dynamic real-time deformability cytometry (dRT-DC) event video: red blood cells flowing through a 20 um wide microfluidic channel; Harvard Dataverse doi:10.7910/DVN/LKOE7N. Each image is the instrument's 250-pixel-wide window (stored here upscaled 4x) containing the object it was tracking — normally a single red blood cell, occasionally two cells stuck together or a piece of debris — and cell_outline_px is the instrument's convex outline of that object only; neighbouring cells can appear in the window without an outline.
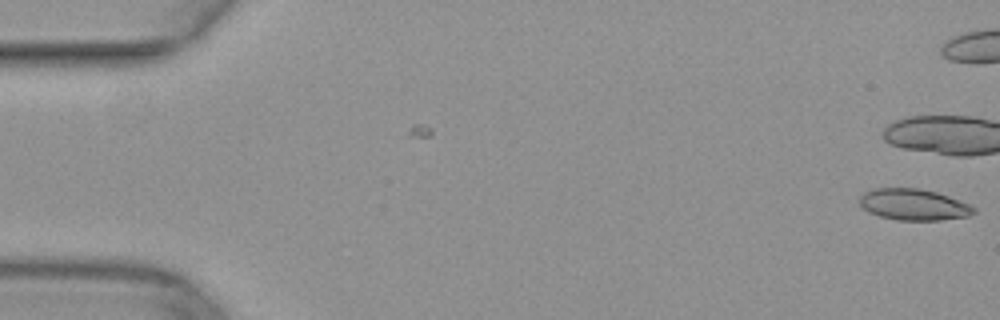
{"species": "common noctule bat (a hibernating species)", "species_latin": "Nyctalus noctula", "temperature_condition": "warm", "stored_images_in_passage": 6, "camera_frame_rate_fps": 3000, "um_per_image_px": 0.085, "animal": {"sex": "female", "body_mass_g": 29.2, "forearm_length_mm": 56.3}, "frame": {"image": 1, "passage_image": 6, "time_ms": 1.667, "image_size_px": [1000, 320], "cell_outline_px": [[976, 212], [968, 216], [940, 220], [896, 220], [880, 216], [868, 212], [860, 204], [860, 196], [864, 192], [876, 188], [916, 188], [936, 192], [948, 196], [968, 204], [976, 208]], "centroid_in_image_um": [77.65, 17.39], "position_along_channel_um": 7.3, "area_um2": 20.69}}